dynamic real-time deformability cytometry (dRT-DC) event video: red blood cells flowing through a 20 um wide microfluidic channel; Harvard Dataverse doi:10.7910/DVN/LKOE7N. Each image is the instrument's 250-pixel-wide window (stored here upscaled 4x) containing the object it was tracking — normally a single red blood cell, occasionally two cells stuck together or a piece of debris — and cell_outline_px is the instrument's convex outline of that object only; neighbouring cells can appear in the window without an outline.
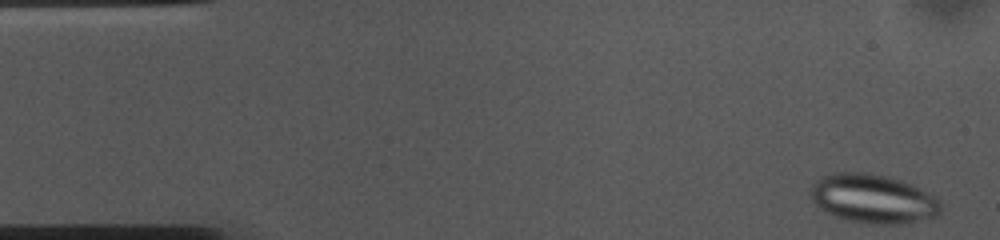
{"species": "common noctule bat (a hibernating species)", "species_latin": "Nyctalus noctula", "temperature_condition": "cold", "stored_images_in_passage": 47, "camera_frame_rate_fps": 3000, "um_per_image_px": 0.085, "animal": {"sex": "female", "body_mass_g": 10.0, "forearm_length_mm": 53.1}, "frame": {"image": 1, "passage_image": 1, "time_ms": 0.0, "image_size_px": [1000, 240], "cell_outline_px": [[940, 212], [936, 216], [908, 224], [880, 224], [848, 220], [832, 216], [824, 212], [808, 196], [812, 184], [820, 176], [832, 172], [864, 172], [888, 176], [912, 184], [936, 196], [940, 200]], "centroid_in_image_um": [74.18, 16.88], "position_along_channel_um": 10.8, "area_um2": 37.69}}
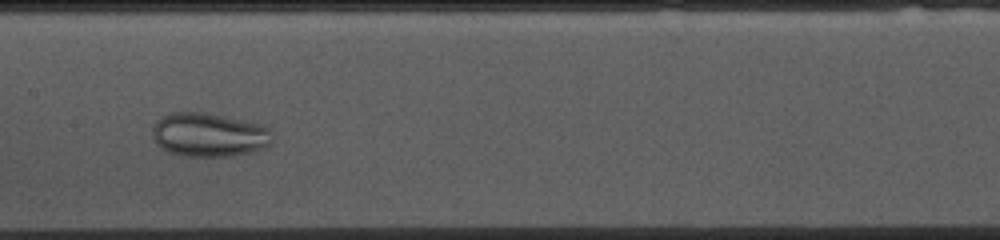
{"frame": {"image": 2, "passage_image": 24, "time_ms": 7.667, "image_size_px": [1000, 240], "cell_outline_px": [[272, 144], [268, 148], [236, 156], [180, 156], [168, 152], [160, 148], [156, 144], [152, 136], [152, 124], [164, 116], [172, 112], [200, 112], [260, 124], [268, 128], [272, 132]], "centroid_in_image_um": [17.76, 11.49], "position_along_channel_um": 189.6, "area_um2": 30.92}}
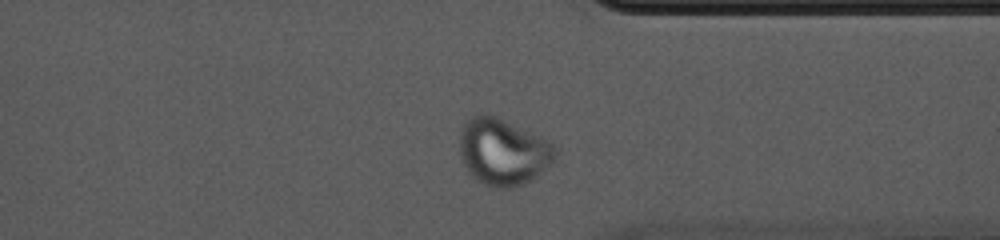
{"frame": {"image": 3, "passage_image": 39, "time_ms": 12.667, "image_size_px": [1000, 240], "cell_outline_px": [[556, 160], [532, 180], [508, 188], [488, 188], [472, 176], [468, 172], [460, 156], [460, 128], [472, 116], [484, 112], [496, 116], [540, 136], [548, 140], [556, 148]], "centroid_in_image_um": [42.75, 12.9], "position_along_channel_um": 368.7, "area_um2": 37.4}}